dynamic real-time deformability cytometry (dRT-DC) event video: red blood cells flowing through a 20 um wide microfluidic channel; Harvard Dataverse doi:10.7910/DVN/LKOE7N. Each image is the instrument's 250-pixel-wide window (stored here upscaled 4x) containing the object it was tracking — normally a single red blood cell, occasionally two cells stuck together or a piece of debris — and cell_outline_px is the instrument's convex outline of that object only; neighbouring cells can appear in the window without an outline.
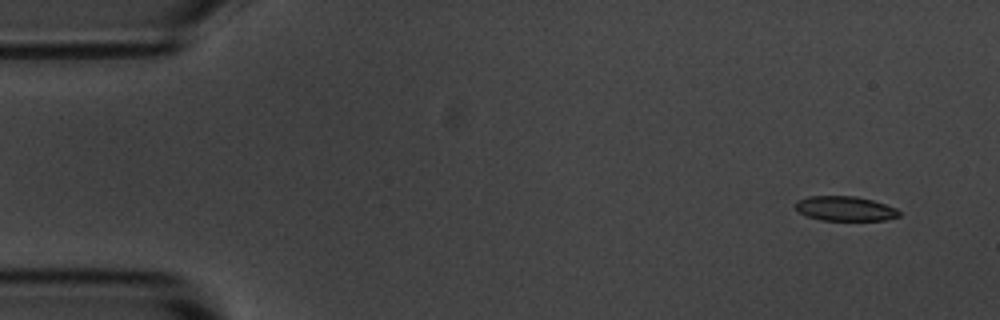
{"species": "common noctule bat (a hibernating species)", "species_latin": "Nyctalus noctula", "temperature_condition": "room temperature", "stored_images_in_passage": 5, "camera_frame_rate_fps": 3000, "um_per_image_px": 0.085, "animal": {"sex": "male", "body_mass_g": 20.1, "forearm_length_mm": 53.5}, "frame": {"image": 1, "passage_image": 1, "time_ms": 0.0, "image_size_px": [1000, 320], "cell_outline_px": [[900, 216], [884, 220], [820, 220], [808, 216], [800, 212], [796, 208], [796, 200], [808, 196], [856, 196], [872, 200], [896, 208], [900, 212]], "centroid_in_image_um": [71.83, 17.72], "position_along_channel_um": 13.2, "area_um2": 14.8}}
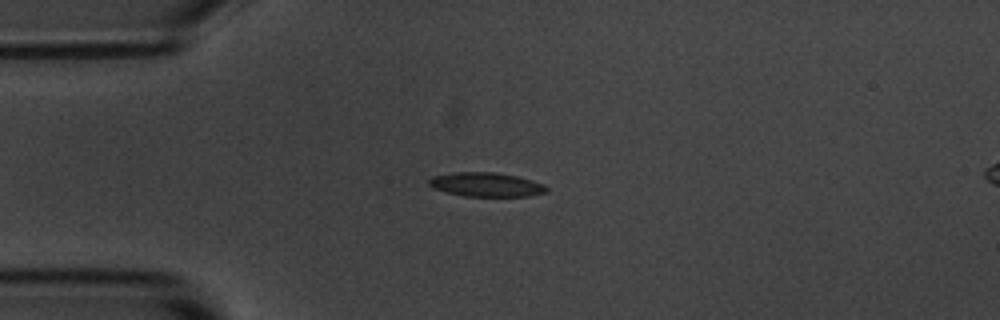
{"frame": {"image": 2, "passage_image": 4, "time_ms": 3.333, "image_size_px": [1000, 320], "cell_outline_px": [[548, 192], [528, 196], [464, 196], [432, 188], [428, 184], [428, 180], [432, 176], [456, 172], [492, 172], [516, 176], [532, 180], [544, 184], [548, 188]], "centroid_in_image_um": [41.33, 15.69], "position_along_channel_um": 43.7, "area_um2": 16.47}}